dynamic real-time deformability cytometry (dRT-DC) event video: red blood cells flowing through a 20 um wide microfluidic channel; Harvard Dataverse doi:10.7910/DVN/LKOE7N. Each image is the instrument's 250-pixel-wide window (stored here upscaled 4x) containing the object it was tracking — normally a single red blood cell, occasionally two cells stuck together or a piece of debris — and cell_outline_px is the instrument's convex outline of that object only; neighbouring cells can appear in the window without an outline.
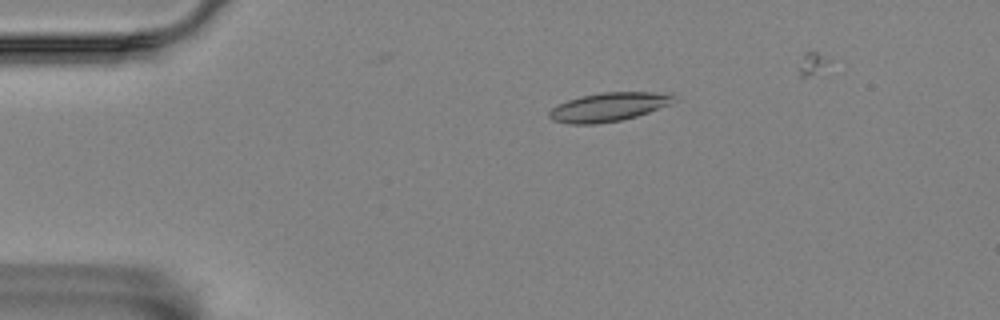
{"species": "Egyptian fruit bat (a non-hibernating species)", "species_latin": "Rousettus aegyptiacus", "temperature_condition": "room temperature", "stored_images_in_passage": 14, "camera_frame_rate_fps": 3000, "um_per_image_px": 0.085, "animal": {"sex": "female"}, "frame": {"image": 1, "passage_image": 4, "time_ms": 1.0, "image_size_px": [1000, 320], "cell_outline_px": [[672, 96], [668, 104], [648, 112], [636, 116], [620, 120], [596, 124], [568, 124], [552, 120], [548, 116], [548, 112], [556, 104], [580, 96], [600, 92], [652, 92]], "centroid_in_image_um": [51.57, 9.11], "position_along_channel_um": 33.4, "area_um2": 20.46}}
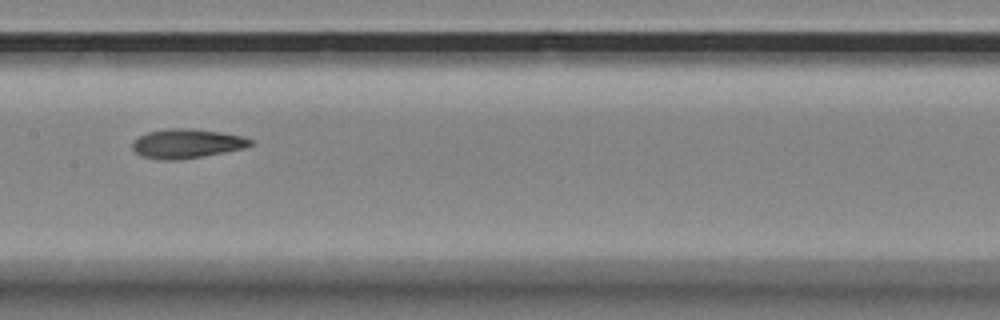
{"frame": {"image": 2, "passage_image": 8, "time_ms": 2.333, "image_size_px": [1000, 320], "cell_outline_px": [[252, 144], [244, 148], [200, 156], [176, 160], [160, 160], [140, 156], [132, 148], [132, 144], [140, 136], [148, 132], [168, 128], [192, 128], [220, 132], [240, 136], [252, 140]], "centroid_in_image_um": [15.83, 12.2], "position_along_channel_um": 191.6, "area_um2": 19.83}}
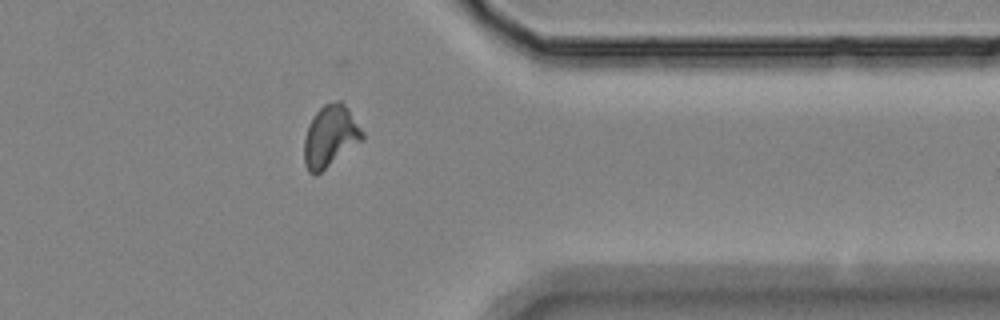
{"frame": {"image": 3, "passage_image": 13, "time_ms": 4.0, "image_size_px": [1000, 320], "cell_outline_px": [[364, 136], [360, 140], [316, 176], [312, 176], [308, 172], [304, 164], [304, 140], [308, 124], [312, 116], [324, 104], [336, 100], [340, 100], [348, 108], [364, 132]], "centroid_in_image_um": [28.03, 11.57], "position_along_channel_um": 383.4, "area_um2": 20.75}}